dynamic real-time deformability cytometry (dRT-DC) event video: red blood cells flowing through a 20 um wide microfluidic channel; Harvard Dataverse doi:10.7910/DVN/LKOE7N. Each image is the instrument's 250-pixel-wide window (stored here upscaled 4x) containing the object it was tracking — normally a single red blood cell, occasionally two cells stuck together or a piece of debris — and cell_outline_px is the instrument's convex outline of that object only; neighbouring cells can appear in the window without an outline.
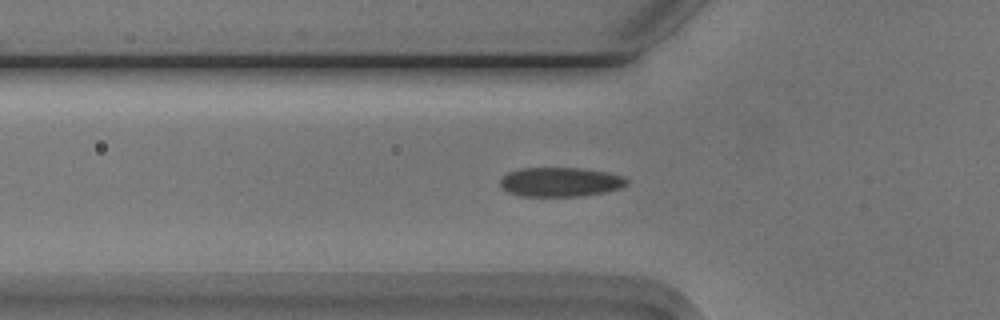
{"species": "Egyptian fruit bat (a non-hibernating species)", "species_latin": "Rousettus aegyptiacus", "temperature_condition": "cold", "stored_images_in_passage": 54, "camera_frame_rate_fps": 3000, "um_per_image_px": 0.085, "animal": {"sex": "male"}, "frame": {"image": 1, "passage_image": 17, "time_ms": 5.333, "image_size_px": [1000, 320], "cell_outline_px": [[628, 184], [620, 188], [604, 192], [580, 196], [520, 196], [508, 192], [500, 184], [500, 180], [508, 172], [520, 168], [584, 168], [608, 172], [624, 176], [628, 180]], "centroid_in_image_um": [47.65, 15.46], "position_along_channel_um": 78.1, "area_um2": 21.68}}
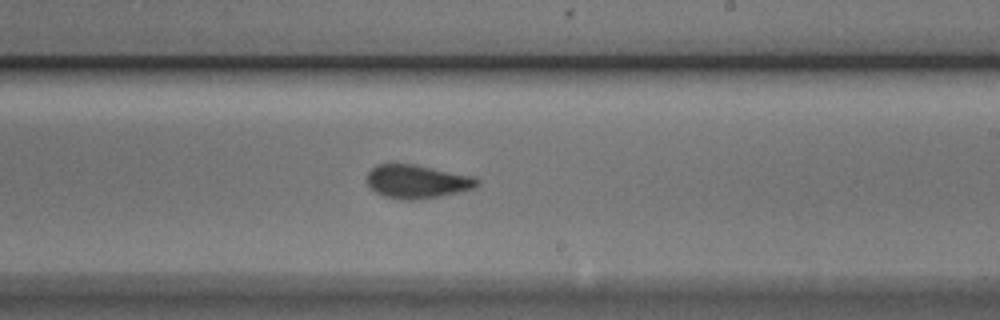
{"frame": {"image": 2, "passage_image": 31, "time_ms": 10.0, "image_size_px": [1000, 320], "cell_outline_px": [[480, 184], [472, 188], [440, 196], [412, 200], [404, 200], [384, 196], [368, 188], [368, 172], [376, 164], [416, 164], [472, 176], [480, 180]], "centroid_in_image_um": [35.42, 15.42], "position_along_channel_um": 253.6, "area_um2": 21.39}}
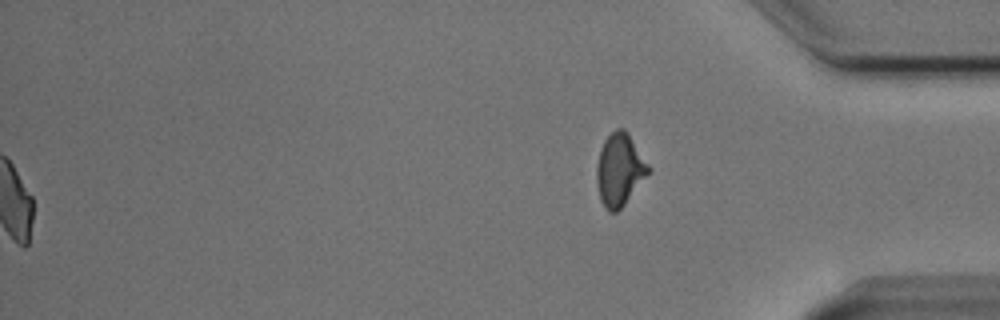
{"frame": {"image": 3, "passage_image": 54, "time_ms": 17.667, "image_size_px": [1000, 320], "cell_outline_px": [[652, 172], [624, 204], [616, 212], [608, 212], [604, 208], [600, 200], [596, 180], [596, 168], [600, 148], [604, 140], [616, 128], [624, 128], [628, 132], [652, 168]], "centroid_in_image_um": [52.69, 14.42], "position_along_channel_um": 382.5, "area_um2": 22.25}, "authors_computed_cell_mechanics": {"area_um2": 21.2993, "velocity_mm_per_s": 3.7498, "shape_relaxation_time_tau1_ms": 3.5091, "shape_relaxation_time_tau2_ms": 1.1997, "deformation_change_tau1": 0.1085, "deformation_change_tau2": 0.0607}}